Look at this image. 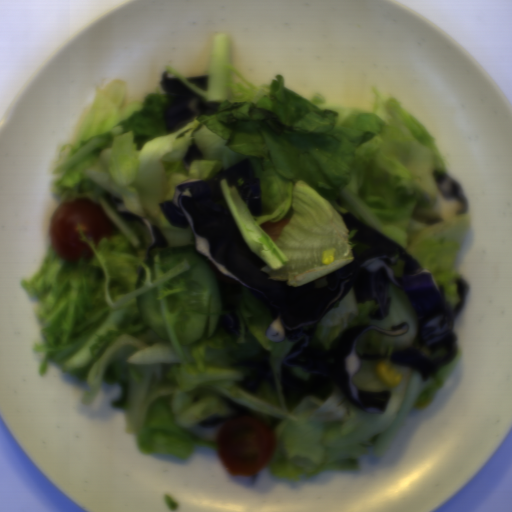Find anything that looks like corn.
<instances>
[{
	"label": "corn",
	"instance_id": "obj_2",
	"mask_svg": "<svg viewBox=\"0 0 512 512\" xmlns=\"http://www.w3.org/2000/svg\"><path fill=\"white\" fill-rule=\"evenodd\" d=\"M335 253H336V248L322 250V253H321L322 263L330 264L331 262H333Z\"/></svg>",
	"mask_w": 512,
	"mask_h": 512
},
{
	"label": "corn",
	"instance_id": "obj_1",
	"mask_svg": "<svg viewBox=\"0 0 512 512\" xmlns=\"http://www.w3.org/2000/svg\"><path fill=\"white\" fill-rule=\"evenodd\" d=\"M376 376L380 382L391 387L398 385L402 381V375L396 371L390 361L379 363L376 369Z\"/></svg>",
	"mask_w": 512,
	"mask_h": 512
}]
</instances>
